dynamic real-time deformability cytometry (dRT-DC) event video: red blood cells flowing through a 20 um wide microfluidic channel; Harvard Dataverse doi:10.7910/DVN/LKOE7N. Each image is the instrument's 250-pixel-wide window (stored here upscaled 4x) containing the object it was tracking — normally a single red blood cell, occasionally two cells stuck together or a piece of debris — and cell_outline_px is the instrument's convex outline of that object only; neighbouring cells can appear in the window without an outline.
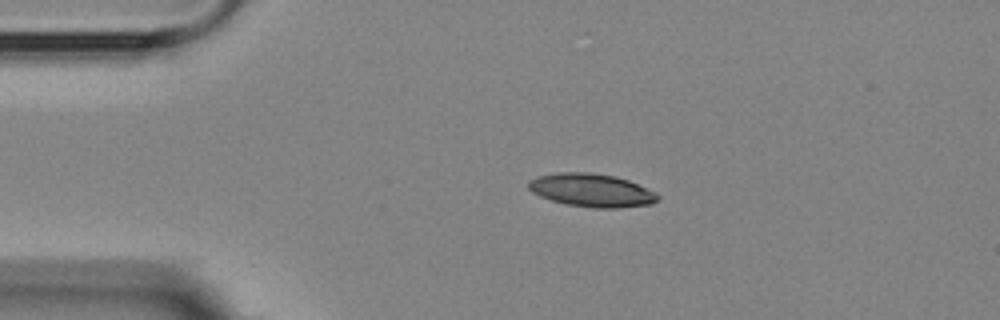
{"species": "Egyptian fruit bat (a non-hibernating species)", "species_latin": "Rousettus aegyptiacus", "temperature_condition": "room temperature", "stored_images_in_passage": 2, "camera_frame_rate_fps": 3000, "um_per_image_px": 0.085, "animal": {"sex": "female"}, "frame": {"image": 1, "passage_image": 1, "time_ms": 0.0, "image_size_px": [1000, 320], "cell_outline_px": [[660, 196], [652, 204], [616, 208], [592, 208], [564, 204], [540, 196], [532, 192], [528, 188], [528, 180], [536, 176], [556, 172], [592, 172], [616, 176], [628, 180], [656, 192]], "centroid_in_image_um": [50.26, 16.16], "position_along_channel_um": 34.7, "area_um2": 25.26}}